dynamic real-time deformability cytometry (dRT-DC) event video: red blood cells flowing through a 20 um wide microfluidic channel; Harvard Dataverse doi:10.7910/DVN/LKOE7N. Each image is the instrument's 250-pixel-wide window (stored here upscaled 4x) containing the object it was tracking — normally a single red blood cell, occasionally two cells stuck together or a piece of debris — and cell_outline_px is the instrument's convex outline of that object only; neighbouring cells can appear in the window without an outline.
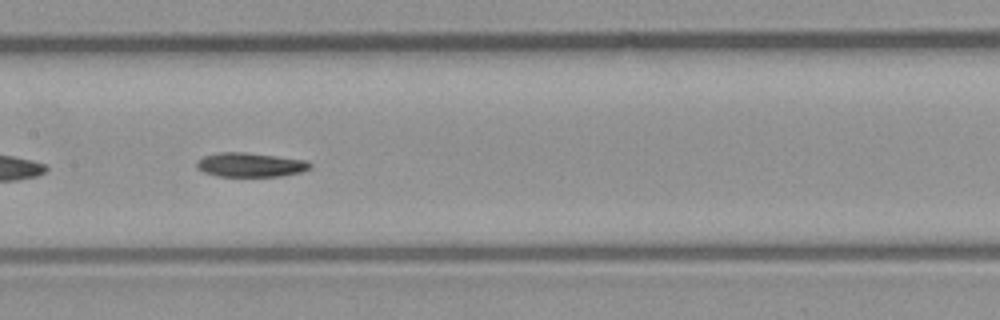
{"species": "common noctule bat (a hibernating species)", "species_latin": "Nyctalus noctula", "temperature_condition": "room temperature", "stored_images_in_passage": 37, "camera_frame_rate_fps": 3000, "um_per_image_px": 0.085, "animal": {"sex": "male", "body_mass_g": 23.1, "forearm_length_mm": 52.7}, "frame": {"image": 1, "passage_image": 11, "time_ms": 3.333, "image_size_px": [1000, 320], "cell_outline_px": [[312, 168], [300, 172], [280, 176], [216, 176], [204, 172], [196, 168], [196, 160], [204, 156], [220, 152], [244, 152], [276, 156], [304, 160], [312, 164]], "centroid_in_image_um": [21.24, 14.01], "position_along_channel_um": 186.2, "area_um2": 15.95}, "authors_computed_cell_mechanics": {"area_um2": 15.9528, "velocity_mm_per_s": 3.9396, "shape_relaxation_time_tau1_ms": 8.9637, "shape_relaxation_time_tau2_ms": null, "deformation_change_tau1": 0.1866, "deformation_change_tau2": null}}